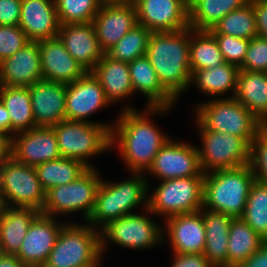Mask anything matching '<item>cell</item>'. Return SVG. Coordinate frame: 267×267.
<instances>
[{
    "label": "cell",
    "instance_id": "cell-1",
    "mask_svg": "<svg viewBox=\"0 0 267 267\" xmlns=\"http://www.w3.org/2000/svg\"><path fill=\"white\" fill-rule=\"evenodd\" d=\"M170 107H147L143 112L126 106L110 130V149L118 148L120 158L132 173H145L157 152L170 139L153 124L151 114L171 111ZM118 146V147H117Z\"/></svg>",
    "mask_w": 267,
    "mask_h": 267
},
{
    "label": "cell",
    "instance_id": "cell-2",
    "mask_svg": "<svg viewBox=\"0 0 267 267\" xmlns=\"http://www.w3.org/2000/svg\"><path fill=\"white\" fill-rule=\"evenodd\" d=\"M163 88L176 100L190 86V27L151 33L145 55Z\"/></svg>",
    "mask_w": 267,
    "mask_h": 267
},
{
    "label": "cell",
    "instance_id": "cell-3",
    "mask_svg": "<svg viewBox=\"0 0 267 267\" xmlns=\"http://www.w3.org/2000/svg\"><path fill=\"white\" fill-rule=\"evenodd\" d=\"M132 174L130 179L118 183L101 180L88 224L101 231L110 222L134 213L139 204L144 210L148 208L149 181L144 173Z\"/></svg>",
    "mask_w": 267,
    "mask_h": 267
},
{
    "label": "cell",
    "instance_id": "cell-4",
    "mask_svg": "<svg viewBox=\"0 0 267 267\" xmlns=\"http://www.w3.org/2000/svg\"><path fill=\"white\" fill-rule=\"evenodd\" d=\"M254 182L249 165L205 173L203 208L241 217Z\"/></svg>",
    "mask_w": 267,
    "mask_h": 267
},
{
    "label": "cell",
    "instance_id": "cell-5",
    "mask_svg": "<svg viewBox=\"0 0 267 267\" xmlns=\"http://www.w3.org/2000/svg\"><path fill=\"white\" fill-rule=\"evenodd\" d=\"M100 231L90 224L66 223L50 251L48 267H101Z\"/></svg>",
    "mask_w": 267,
    "mask_h": 267
},
{
    "label": "cell",
    "instance_id": "cell-6",
    "mask_svg": "<svg viewBox=\"0 0 267 267\" xmlns=\"http://www.w3.org/2000/svg\"><path fill=\"white\" fill-rule=\"evenodd\" d=\"M217 98L196 105L195 120L208 131L236 135L250 145L264 124L234 97Z\"/></svg>",
    "mask_w": 267,
    "mask_h": 267
},
{
    "label": "cell",
    "instance_id": "cell-7",
    "mask_svg": "<svg viewBox=\"0 0 267 267\" xmlns=\"http://www.w3.org/2000/svg\"><path fill=\"white\" fill-rule=\"evenodd\" d=\"M53 129L61 157L79 160L88 168H94L88 157L110 150L107 125L65 119L54 125Z\"/></svg>",
    "mask_w": 267,
    "mask_h": 267
},
{
    "label": "cell",
    "instance_id": "cell-8",
    "mask_svg": "<svg viewBox=\"0 0 267 267\" xmlns=\"http://www.w3.org/2000/svg\"><path fill=\"white\" fill-rule=\"evenodd\" d=\"M204 173L199 176L161 181L153 193L148 191V209L164 220L203 208Z\"/></svg>",
    "mask_w": 267,
    "mask_h": 267
},
{
    "label": "cell",
    "instance_id": "cell-9",
    "mask_svg": "<svg viewBox=\"0 0 267 267\" xmlns=\"http://www.w3.org/2000/svg\"><path fill=\"white\" fill-rule=\"evenodd\" d=\"M100 176L96 167L88 168L75 181L46 191L40 213L55 217L80 211L87 221L94 210L96 193L102 180Z\"/></svg>",
    "mask_w": 267,
    "mask_h": 267
},
{
    "label": "cell",
    "instance_id": "cell-10",
    "mask_svg": "<svg viewBox=\"0 0 267 267\" xmlns=\"http://www.w3.org/2000/svg\"><path fill=\"white\" fill-rule=\"evenodd\" d=\"M145 211L147 214L132 213L118 218L100 231L102 256L109 241L136 250L154 248L156 244L165 242L163 227L148 218L149 214L154 215L148 208Z\"/></svg>",
    "mask_w": 267,
    "mask_h": 267
},
{
    "label": "cell",
    "instance_id": "cell-11",
    "mask_svg": "<svg viewBox=\"0 0 267 267\" xmlns=\"http://www.w3.org/2000/svg\"><path fill=\"white\" fill-rule=\"evenodd\" d=\"M202 148H198L202 172L233 169L249 164L250 145L241 137L206 130L198 121Z\"/></svg>",
    "mask_w": 267,
    "mask_h": 267
},
{
    "label": "cell",
    "instance_id": "cell-12",
    "mask_svg": "<svg viewBox=\"0 0 267 267\" xmlns=\"http://www.w3.org/2000/svg\"><path fill=\"white\" fill-rule=\"evenodd\" d=\"M45 194L34 167L19 163L13 157L3 162L0 197L4 206L40 212Z\"/></svg>",
    "mask_w": 267,
    "mask_h": 267
},
{
    "label": "cell",
    "instance_id": "cell-13",
    "mask_svg": "<svg viewBox=\"0 0 267 267\" xmlns=\"http://www.w3.org/2000/svg\"><path fill=\"white\" fill-rule=\"evenodd\" d=\"M149 172L160 181L199 176L202 170L197 146L170 138L157 152Z\"/></svg>",
    "mask_w": 267,
    "mask_h": 267
},
{
    "label": "cell",
    "instance_id": "cell-14",
    "mask_svg": "<svg viewBox=\"0 0 267 267\" xmlns=\"http://www.w3.org/2000/svg\"><path fill=\"white\" fill-rule=\"evenodd\" d=\"M111 104L104 94L99 80L92 72H86L82 77L67 84L66 109L67 120L89 121L95 124L107 125L111 130L113 124L90 121L89 116Z\"/></svg>",
    "mask_w": 267,
    "mask_h": 267
},
{
    "label": "cell",
    "instance_id": "cell-15",
    "mask_svg": "<svg viewBox=\"0 0 267 267\" xmlns=\"http://www.w3.org/2000/svg\"><path fill=\"white\" fill-rule=\"evenodd\" d=\"M137 22L152 33L189 27L188 0H138Z\"/></svg>",
    "mask_w": 267,
    "mask_h": 267
},
{
    "label": "cell",
    "instance_id": "cell-16",
    "mask_svg": "<svg viewBox=\"0 0 267 267\" xmlns=\"http://www.w3.org/2000/svg\"><path fill=\"white\" fill-rule=\"evenodd\" d=\"M39 214L30 224L17 258L27 267L45 265L62 227L66 224ZM59 222V223H58Z\"/></svg>",
    "mask_w": 267,
    "mask_h": 267
},
{
    "label": "cell",
    "instance_id": "cell-17",
    "mask_svg": "<svg viewBox=\"0 0 267 267\" xmlns=\"http://www.w3.org/2000/svg\"><path fill=\"white\" fill-rule=\"evenodd\" d=\"M12 157L32 167L61 158L53 127L36 126L15 134L12 137Z\"/></svg>",
    "mask_w": 267,
    "mask_h": 267
},
{
    "label": "cell",
    "instance_id": "cell-18",
    "mask_svg": "<svg viewBox=\"0 0 267 267\" xmlns=\"http://www.w3.org/2000/svg\"><path fill=\"white\" fill-rule=\"evenodd\" d=\"M165 220L163 238H169L173 253L203 254L206 238L201 210L171 216Z\"/></svg>",
    "mask_w": 267,
    "mask_h": 267
},
{
    "label": "cell",
    "instance_id": "cell-19",
    "mask_svg": "<svg viewBox=\"0 0 267 267\" xmlns=\"http://www.w3.org/2000/svg\"><path fill=\"white\" fill-rule=\"evenodd\" d=\"M28 88L36 126L53 127L66 119L67 84L42 79Z\"/></svg>",
    "mask_w": 267,
    "mask_h": 267
},
{
    "label": "cell",
    "instance_id": "cell-20",
    "mask_svg": "<svg viewBox=\"0 0 267 267\" xmlns=\"http://www.w3.org/2000/svg\"><path fill=\"white\" fill-rule=\"evenodd\" d=\"M59 39L67 52L83 67L91 72L105 55L99 45L95 26L92 22L60 24Z\"/></svg>",
    "mask_w": 267,
    "mask_h": 267
},
{
    "label": "cell",
    "instance_id": "cell-21",
    "mask_svg": "<svg viewBox=\"0 0 267 267\" xmlns=\"http://www.w3.org/2000/svg\"><path fill=\"white\" fill-rule=\"evenodd\" d=\"M42 79L38 42L30 41L0 62V86L29 87Z\"/></svg>",
    "mask_w": 267,
    "mask_h": 267
},
{
    "label": "cell",
    "instance_id": "cell-22",
    "mask_svg": "<svg viewBox=\"0 0 267 267\" xmlns=\"http://www.w3.org/2000/svg\"><path fill=\"white\" fill-rule=\"evenodd\" d=\"M38 48L43 79L68 84L86 73L59 37L38 41Z\"/></svg>",
    "mask_w": 267,
    "mask_h": 267
},
{
    "label": "cell",
    "instance_id": "cell-23",
    "mask_svg": "<svg viewBox=\"0 0 267 267\" xmlns=\"http://www.w3.org/2000/svg\"><path fill=\"white\" fill-rule=\"evenodd\" d=\"M19 27L29 41L58 37L60 22L54 0H22Z\"/></svg>",
    "mask_w": 267,
    "mask_h": 267
},
{
    "label": "cell",
    "instance_id": "cell-24",
    "mask_svg": "<svg viewBox=\"0 0 267 267\" xmlns=\"http://www.w3.org/2000/svg\"><path fill=\"white\" fill-rule=\"evenodd\" d=\"M92 23L95 26L99 45L106 53L138 24L136 7L101 4Z\"/></svg>",
    "mask_w": 267,
    "mask_h": 267
},
{
    "label": "cell",
    "instance_id": "cell-25",
    "mask_svg": "<svg viewBox=\"0 0 267 267\" xmlns=\"http://www.w3.org/2000/svg\"><path fill=\"white\" fill-rule=\"evenodd\" d=\"M201 214L206 238L204 256L214 267H228V236L233 217L204 208Z\"/></svg>",
    "mask_w": 267,
    "mask_h": 267
},
{
    "label": "cell",
    "instance_id": "cell-26",
    "mask_svg": "<svg viewBox=\"0 0 267 267\" xmlns=\"http://www.w3.org/2000/svg\"><path fill=\"white\" fill-rule=\"evenodd\" d=\"M129 71L134 93L140 92L147 99V107L173 108L175 99L163 88L155 69L146 56L133 60Z\"/></svg>",
    "mask_w": 267,
    "mask_h": 267
},
{
    "label": "cell",
    "instance_id": "cell-27",
    "mask_svg": "<svg viewBox=\"0 0 267 267\" xmlns=\"http://www.w3.org/2000/svg\"><path fill=\"white\" fill-rule=\"evenodd\" d=\"M40 214L32 208L4 206L0 215V250L17 255L32 221Z\"/></svg>",
    "mask_w": 267,
    "mask_h": 267
},
{
    "label": "cell",
    "instance_id": "cell-28",
    "mask_svg": "<svg viewBox=\"0 0 267 267\" xmlns=\"http://www.w3.org/2000/svg\"><path fill=\"white\" fill-rule=\"evenodd\" d=\"M91 72L99 80L110 103L133 96L128 63L113 60L105 54Z\"/></svg>",
    "mask_w": 267,
    "mask_h": 267
},
{
    "label": "cell",
    "instance_id": "cell-29",
    "mask_svg": "<svg viewBox=\"0 0 267 267\" xmlns=\"http://www.w3.org/2000/svg\"><path fill=\"white\" fill-rule=\"evenodd\" d=\"M234 98L261 123H267V78L263 72L239 70Z\"/></svg>",
    "mask_w": 267,
    "mask_h": 267
},
{
    "label": "cell",
    "instance_id": "cell-30",
    "mask_svg": "<svg viewBox=\"0 0 267 267\" xmlns=\"http://www.w3.org/2000/svg\"><path fill=\"white\" fill-rule=\"evenodd\" d=\"M0 100L9 112L11 137L36 127L28 87L0 86Z\"/></svg>",
    "mask_w": 267,
    "mask_h": 267
},
{
    "label": "cell",
    "instance_id": "cell-31",
    "mask_svg": "<svg viewBox=\"0 0 267 267\" xmlns=\"http://www.w3.org/2000/svg\"><path fill=\"white\" fill-rule=\"evenodd\" d=\"M265 242L241 217L233 218L228 236V267H237L246 261Z\"/></svg>",
    "mask_w": 267,
    "mask_h": 267
},
{
    "label": "cell",
    "instance_id": "cell-32",
    "mask_svg": "<svg viewBox=\"0 0 267 267\" xmlns=\"http://www.w3.org/2000/svg\"><path fill=\"white\" fill-rule=\"evenodd\" d=\"M240 68L227 62L203 70L193 71L191 83L204 94L211 96L224 95L232 91L234 97L237 86V77Z\"/></svg>",
    "mask_w": 267,
    "mask_h": 267
},
{
    "label": "cell",
    "instance_id": "cell-33",
    "mask_svg": "<svg viewBox=\"0 0 267 267\" xmlns=\"http://www.w3.org/2000/svg\"><path fill=\"white\" fill-rule=\"evenodd\" d=\"M249 2L250 0H188L189 27L209 31L226 14Z\"/></svg>",
    "mask_w": 267,
    "mask_h": 267
},
{
    "label": "cell",
    "instance_id": "cell-34",
    "mask_svg": "<svg viewBox=\"0 0 267 267\" xmlns=\"http://www.w3.org/2000/svg\"><path fill=\"white\" fill-rule=\"evenodd\" d=\"M34 168L45 192L75 181L88 169L81 161L64 157L44 162Z\"/></svg>",
    "mask_w": 267,
    "mask_h": 267
},
{
    "label": "cell",
    "instance_id": "cell-35",
    "mask_svg": "<svg viewBox=\"0 0 267 267\" xmlns=\"http://www.w3.org/2000/svg\"><path fill=\"white\" fill-rule=\"evenodd\" d=\"M225 63L214 35L208 30L190 28L191 72L214 68Z\"/></svg>",
    "mask_w": 267,
    "mask_h": 267
},
{
    "label": "cell",
    "instance_id": "cell-36",
    "mask_svg": "<svg viewBox=\"0 0 267 267\" xmlns=\"http://www.w3.org/2000/svg\"><path fill=\"white\" fill-rule=\"evenodd\" d=\"M209 31L249 40L256 37L257 26L251 2L226 14Z\"/></svg>",
    "mask_w": 267,
    "mask_h": 267
},
{
    "label": "cell",
    "instance_id": "cell-37",
    "mask_svg": "<svg viewBox=\"0 0 267 267\" xmlns=\"http://www.w3.org/2000/svg\"><path fill=\"white\" fill-rule=\"evenodd\" d=\"M151 33L143 25L137 24L105 54L113 60L130 63L146 55Z\"/></svg>",
    "mask_w": 267,
    "mask_h": 267
},
{
    "label": "cell",
    "instance_id": "cell-38",
    "mask_svg": "<svg viewBox=\"0 0 267 267\" xmlns=\"http://www.w3.org/2000/svg\"><path fill=\"white\" fill-rule=\"evenodd\" d=\"M241 218L267 241V185L255 181Z\"/></svg>",
    "mask_w": 267,
    "mask_h": 267
},
{
    "label": "cell",
    "instance_id": "cell-39",
    "mask_svg": "<svg viewBox=\"0 0 267 267\" xmlns=\"http://www.w3.org/2000/svg\"><path fill=\"white\" fill-rule=\"evenodd\" d=\"M60 24L93 22L100 0H54Z\"/></svg>",
    "mask_w": 267,
    "mask_h": 267
},
{
    "label": "cell",
    "instance_id": "cell-40",
    "mask_svg": "<svg viewBox=\"0 0 267 267\" xmlns=\"http://www.w3.org/2000/svg\"><path fill=\"white\" fill-rule=\"evenodd\" d=\"M249 167L255 181L267 185V128L264 126L250 143Z\"/></svg>",
    "mask_w": 267,
    "mask_h": 267
},
{
    "label": "cell",
    "instance_id": "cell-41",
    "mask_svg": "<svg viewBox=\"0 0 267 267\" xmlns=\"http://www.w3.org/2000/svg\"><path fill=\"white\" fill-rule=\"evenodd\" d=\"M225 62L241 67L249 46V39H243L226 34H213Z\"/></svg>",
    "mask_w": 267,
    "mask_h": 267
},
{
    "label": "cell",
    "instance_id": "cell-42",
    "mask_svg": "<svg viewBox=\"0 0 267 267\" xmlns=\"http://www.w3.org/2000/svg\"><path fill=\"white\" fill-rule=\"evenodd\" d=\"M240 70L267 72V39L259 36L250 39Z\"/></svg>",
    "mask_w": 267,
    "mask_h": 267
},
{
    "label": "cell",
    "instance_id": "cell-43",
    "mask_svg": "<svg viewBox=\"0 0 267 267\" xmlns=\"http://www.w3.org/2000/svg\"><path fill=\"white\" fill-rule=\"evenodd\" d=\"M29 42L19 25L0 26V62L13 56Z\"/></svg>",
    "mask_w": 267,
    "mask_h": 267
},
{
    "label": "cell",
    "instance_id": "cell-44",
    "mask_svg": "<svg viewBox=\"0 0 267 267\" xmlns=\"http://www.w3.org/2000/svg\"><path fill=\"white\" fill-rule=\"evenodd\" d=\"M22 0H0V26L18 25Z\"/></svg>",
    "mask_w": 267,
    "mask_h": 267
},
{
    "label": "cell",
    "instance_id": "cell-45",
    "mask_svg": "<svg viewBox=\"0 0 267 267\" xmlns=\"http://www.w3.org/2000/svg\"><path fill=\"white\" fill-rule=\"evenodd\" d=\"M173 254L174 260L171 267H214L204 254Z\"/></svg>",
    "mask_w": 267,
    "mask_h": 267
},
{
    "label": "cell",
    "instance_id": "cell-46",
    "mask_svg": "<svg viewBox=\"0 0 267 267\" xmlns=\"http://www.w3.org/2000/svg\"><path fill=\"white\" fill-rule=\"evenodd\" d=\"M257 26V36L267 39V0H250Z\"/></svg>",
    "mask_w": 267,
    "mask_h": 267
},
{
    "label": "cell",
    "instance_id": "cell-47",
    "mask_svg": "<svg viewBox=\"0 0 267 267\" xmlns=\"http://www.w3.org/2000/svg\"><path fill=\"white\" fill-rule=\"evenodd\" d=\"M237 267H267V241L246 261Z\"/></svg>",
    "mask_w": 267,
    "mask_h": 267
},
{
    "label": "cell",
    "instance_id": "cell-48",
    "mask_svg": "<svg viewBox=\"0 0 267 267\" xmlns=\"http://www.w3.org/2000/svg\"><path fill=\"white\" fill-rule=\"evenodd\" d=\"M12 157V137L0 131V162H4Z\"/></svg>",
    "mask_w": 267,
    "mask_h": 267
},
{
    "label": "cell",
    "instance_id": "cell-49",
    "mask_svg": "<svg viewBox=\"0 0 267 267\" xmlns=\"http://www.w3.org/2000/svg\"><path fill=\"white\" fill-rule=\"evenodd\" d=\"M0 131L11 136V119L5 105L0 100Z\"/></svg>",
    "mask_w": 267,
    "mask_h": 267
},
{
    "label": "cell",
    "instance_id": "cell-50",
    "mask_svg": "<svg viewBox=\"0 0 267 267\" xmlns=\"http://www.w3.org/2000/svg\"><path fill=\"white\" fill-rule=\"evenodd\" d=\"M0 267H27L16 255L0 254Z\"/></svg>",
    "mask_w": 267,
    "mask_h": 267
},
{
    "label": "cell",
    "instance_id": "cell-51",
    "mask_svg": "<svg viewBox=\"0 0 267 267\" xmlns=\"http://www.w3.org/2000/svg\"><path fill=\"white\" fill-rule=\"evenodd\" d=\"M138 0H100L101 4L106 5H128L135 6Z\"/></svg>",
    "mask_w": 267,
    "mask_h": 267
},
{
    "label": "cell",
    "instance_id": "cell-52",
    "mask_svg": "<svg viewBox=\"0 0 267 267\" xmlns=\"http://www.w3.org/2000/svg\"><path fill=\"white\" fill-rule=\"evenodd\" d=\"M2 170H3V162H0V192L2 186Z\"/></svg>",
    "mask_w": 267,
    "mask_h": 267
},
{
    "label": "cell",
    "instance_id": "cell-53",
    "mask_svg": "<svg viewBox=\"0 0 267 267\" xmlns=\"http://www.w3.org/2000/svg\"><path fill=\"white\" fill-rule=\"evenodd\" d=\"M3 208H4V204H3V201L0 197V215H1V211L3 210Z\"/></svg>",
    "mask_w": 267,
    "mask_h": 267
},
{
    "label": "cell",
    "instance_id": "cell-54",
    "mask_svg": "<svg viewBox=\"0 0 267 267\" xmlns=\"http://www.w3.org/2000/svg\"><path fill=\"white\" fill-rule=\"evenodd\" d=\"M37 267H48V266H46V265H40V266H37Z\"/></svg>",
    "mask_w": 267,
    "mask_h": 267
}]
</instances>
